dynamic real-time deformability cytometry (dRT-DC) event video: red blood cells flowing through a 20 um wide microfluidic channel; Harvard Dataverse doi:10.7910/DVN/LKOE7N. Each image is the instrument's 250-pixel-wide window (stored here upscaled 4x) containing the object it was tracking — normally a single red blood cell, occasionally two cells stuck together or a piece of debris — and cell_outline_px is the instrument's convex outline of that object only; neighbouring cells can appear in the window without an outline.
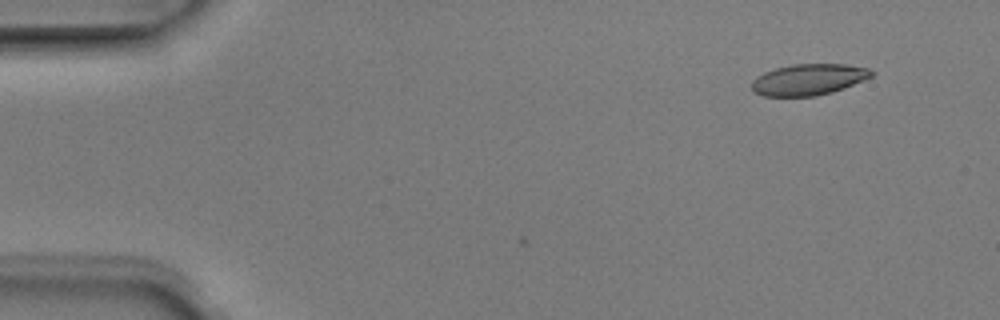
{"species": "Egyptian fruit bat (a non-hibernating species)", "species_latin": "Rousettus aegyptiacus", "temperature_condition": "room temperature", "stored_images_in_passage": 4, "camera_frame_rate_fps": 3000, "um_per_image_px": 0.085, "animal": {"sex": "male"}, "frame": {"image": 1, "passage_image": 2, "time_ms": 0.333, "image_size_px": [1000, 320], "cell_outline_px": [[872, 76], [844, 88], [832, 92], [816, 96], [764, 96], [752, 92], [752, 80], [756, 76], [764, 72], [776, 68], [792, 64], [844, 64], [868, 68], [872, 72]], "centroid_in_image_um": [68.68, 6.76], "position_along_channel_um": 16.3, "area_um2": 21.73}}